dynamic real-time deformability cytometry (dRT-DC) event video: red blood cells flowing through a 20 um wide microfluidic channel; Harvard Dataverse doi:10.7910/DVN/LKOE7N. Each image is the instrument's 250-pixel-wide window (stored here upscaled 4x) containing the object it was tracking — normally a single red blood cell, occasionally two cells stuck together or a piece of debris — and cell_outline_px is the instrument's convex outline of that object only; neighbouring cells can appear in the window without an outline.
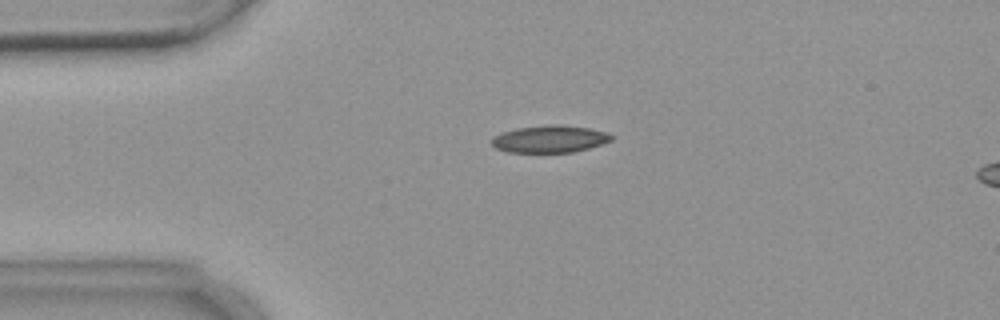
{"species": "common noctule bat (a hibernating species)", "species_latin": "Nyctalus noctula", "temperature_condition": "warm", "stored_images_in_passage": 3, "camera_frame_rate_fps": 3000, "um_per_image_px": 0.085, "animal": {"sex": "female", "body_mass_g": 18.4}, "frame": {"image": 1, "passage_image": 2, "time_ms": 1.0, "image_size_px": [1000, 320], "cell_outline_px": [[612, 140], [588, 148], [572, 152], [508, 152], [496, 148], [492, 144], [492, 136], [500, 132], [516, 128], [548, 124], [560, 124], [588, 128], [604, 132], [612, 136]], "centroid_in_image_um": [46.67, 11.8], "position_along_channel_um": 38.3, "area_um2": 18.9}}